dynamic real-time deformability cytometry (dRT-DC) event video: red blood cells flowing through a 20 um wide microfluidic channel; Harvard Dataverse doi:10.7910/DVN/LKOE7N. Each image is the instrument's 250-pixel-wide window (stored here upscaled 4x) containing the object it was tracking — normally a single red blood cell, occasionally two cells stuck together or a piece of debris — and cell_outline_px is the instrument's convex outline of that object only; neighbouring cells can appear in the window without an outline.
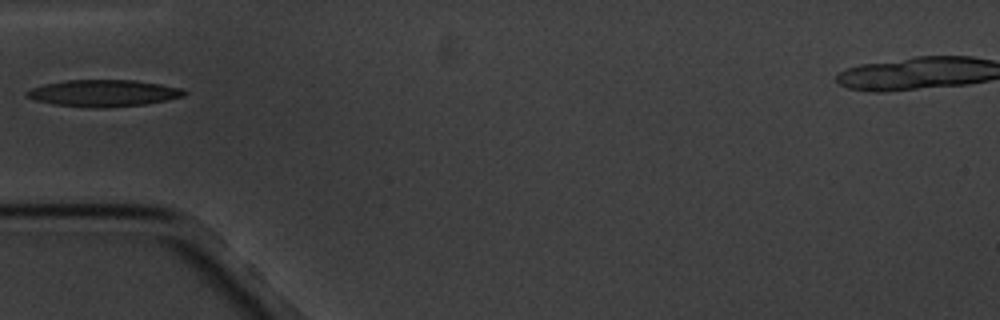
{"species": "common noctule bat (a hibernating species)", "species_latin": "Nyctalus noctula", "temperature_condition": "cold", "stored_images_in_passage": 4, "camera_frame_rate_fps": 3000, "um_per_image_px": 0.085, "animal": {"sex": "male", "body_mass_g": 20.1, "forearm_length_mm": 53.5}, "frame": {"image": 1, "passage_image": 4, "time_ms": 4.333, "image_size_px": [1000, 320], "cell_outline_px": [[188, 92], [184, 96], [144, 104], [100, 108], [92, 108], [52, 104], [36, 100], [24, 96], [24, 92], [32, 88], [44, 84], [64, 80], [132, 80], [160, 84], [180, 88]], "centroid_in_image_um": [8.74, 7.91], "position_along_channel_um": 76.3, "area_um2": 24.45}}